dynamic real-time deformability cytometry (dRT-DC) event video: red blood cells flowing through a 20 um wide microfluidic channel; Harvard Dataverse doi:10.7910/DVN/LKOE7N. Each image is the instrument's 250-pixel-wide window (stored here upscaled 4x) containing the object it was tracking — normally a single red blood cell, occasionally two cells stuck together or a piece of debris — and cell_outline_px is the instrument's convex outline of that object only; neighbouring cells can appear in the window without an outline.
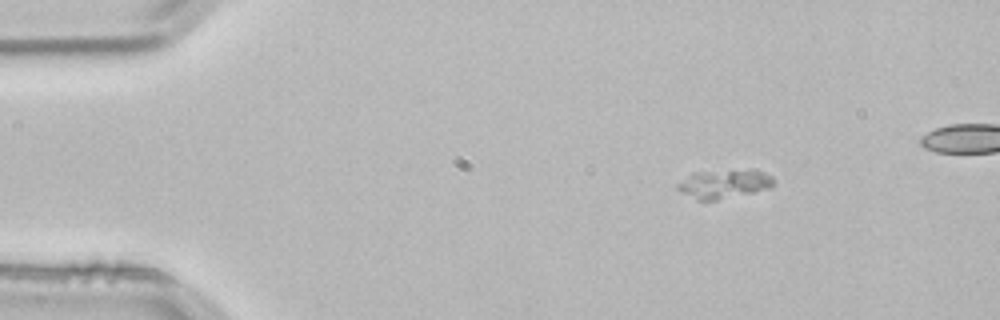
{"species": "common noctule bat (a hibernating species)", "species_latin": "Nyctalus noctula", "temperature_condition": "room temperature", "stored_images_in_passage": 3, "camera_frame_rate_fps": 3000, "um_per_image_px": 0.085, "animal": {"sex": "male", "body_mass_g": 21.5, "forearm_length_mm": 52.0}, "frame": {"image": 1, "passage_image": 1, "time_ms": 0.0, "image_size_px": [1000, 320], "cell_outline_px": [[772, 188], [716, 200], [696, 200], [676, 188], [676, 184], [692, 172], [748, 168], [764, 172], [772, 176]], "centroid_in_image_um": [61.54, 15.6], "position_along_channel_um": 23.5, "area_um2": 16.36}}